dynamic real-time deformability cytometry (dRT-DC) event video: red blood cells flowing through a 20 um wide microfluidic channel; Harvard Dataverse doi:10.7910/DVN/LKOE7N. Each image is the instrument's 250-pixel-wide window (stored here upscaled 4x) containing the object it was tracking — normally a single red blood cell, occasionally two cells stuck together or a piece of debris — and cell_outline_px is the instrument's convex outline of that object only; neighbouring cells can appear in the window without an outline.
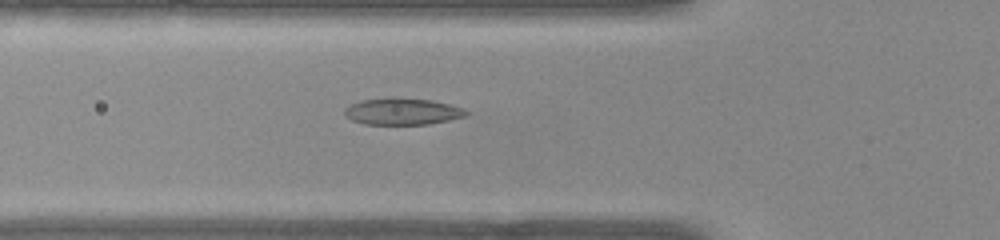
{"species": "common noctule bat (a hibernating species)", "species_latin": "Nyctalus noctula", "temperature_condition": "warm", "stored_images_in_passage": 42, "camera_frame_rate_fps": 3000, "um_per_image_px": 0.085, "animal": {"sex": "female", "body_mass_g": 22.0, "forearm_length_mm": 56.7}, "frame": {"image": 1, "passage_image": 8, "time_ms": 2.333, "image_size_px": [1000, 240], "cell_outline_px": [[468, 112], [464, 116], [448, 120], [428, 124], [364, 124], [352, 120], [344, 116], [344, 108], [352, 104], [364, 100], [432, 100], [464, 108]], "centroid_in_image_um": [34.2, 9.52], "position_along_channel_um": 91.6, "area_um2": 17.98}}
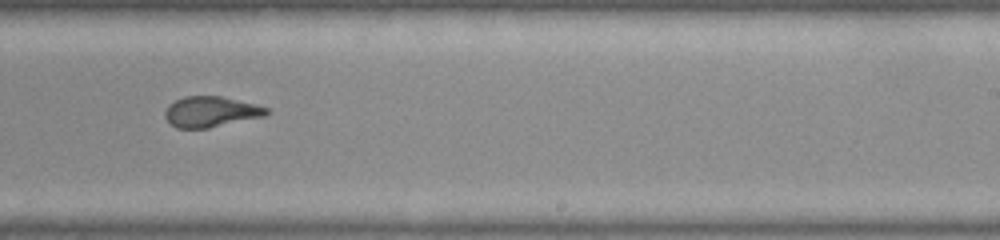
{"frame": {"image": 2, "passage_image": 22, "time_ms": 7.0, "image_size_px": [1000, 240], "cell_outline_px": [[268, 112], [264, 116], [208, 128], [176, 128], [164, 116], [164, 112], [168, 104], [184, 96], [220, 96], [256, 104], [268, 108]], "centroid_in_image_um": [17.89, 9.49], "position_along_channel_um": 271.1, "area_um2": 17.98}}
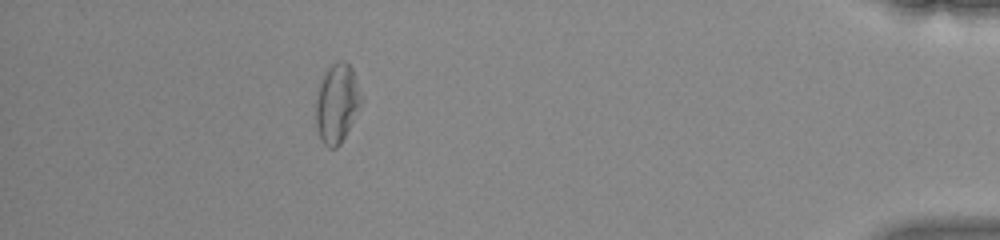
{"frame": {"image": 3, "passage_image": 37, "time_ms": 12.0, "image_size_px": [1000, 240], "cell_outline_px": [[364, 100], [340, 144], [336, 148], [328, 148], [320, 140], [316, 128], [316, 96], [324, 72], [332, 64], [340, 60], [344, 60], [352, 68]], "centroid_in_image_um": [28.64, 8.78], "position_along_channel_um": 406.6, "area_um2": 21.04}, "authors_computed_cell_mechanics": {"area_um2": 19.0451, "velocity_mm_per_s": 3.8515, "shape_relaxation_time_tau1_ms": 3.9917, "shape_relaxation_time_tau2_ms": 1.6073, "deformation_change_tau1": 0.1423, "deformation_change_tau2": 0.0884}}